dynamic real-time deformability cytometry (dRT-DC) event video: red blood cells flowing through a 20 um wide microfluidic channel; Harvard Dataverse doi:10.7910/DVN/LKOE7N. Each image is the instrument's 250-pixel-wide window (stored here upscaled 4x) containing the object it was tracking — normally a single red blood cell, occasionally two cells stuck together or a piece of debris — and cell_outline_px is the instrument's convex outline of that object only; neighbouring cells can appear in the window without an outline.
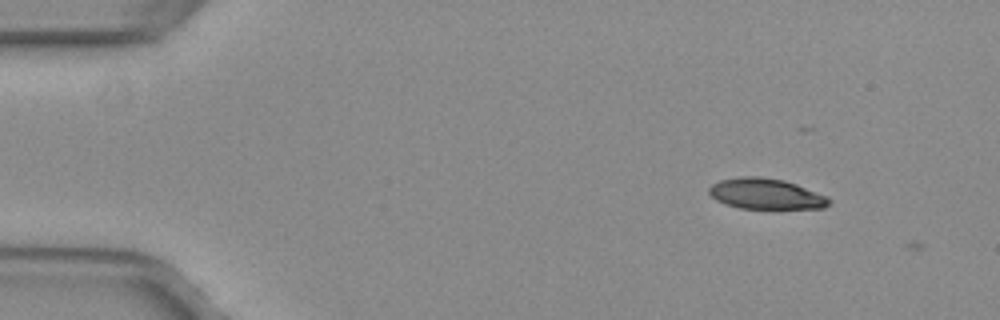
{"species": "common noctule bat (a hibernating species)", "species_latin": "Nyctalus noctula", "temperature_condition": "warm", "stored_images_in_passage": 4, "camera_frame_rate_fps": 3000, "um_per_image_px": 0.085, "animal": {"sex": "female", "body_mass_g": 29.2, "forearm_length_mm": 56.3}, "frame": {"image": 1, "passage_image": 2, "time_ms": 0.333, "image_size_px": [1000, 320], "cell_outline_px": [[832, 200], [824, 208], [740, 208], [724, 204], [716, 200], [708, 192], [708, 188], [712, 184], [720, 180], [740, 176], [760, 176], [784, 180], [796, 184], [828, 196]], "centroid_in_image_um": [65.09, 16.47], "position_along_channel_um": 19.9, "area_um2": 21.5}}